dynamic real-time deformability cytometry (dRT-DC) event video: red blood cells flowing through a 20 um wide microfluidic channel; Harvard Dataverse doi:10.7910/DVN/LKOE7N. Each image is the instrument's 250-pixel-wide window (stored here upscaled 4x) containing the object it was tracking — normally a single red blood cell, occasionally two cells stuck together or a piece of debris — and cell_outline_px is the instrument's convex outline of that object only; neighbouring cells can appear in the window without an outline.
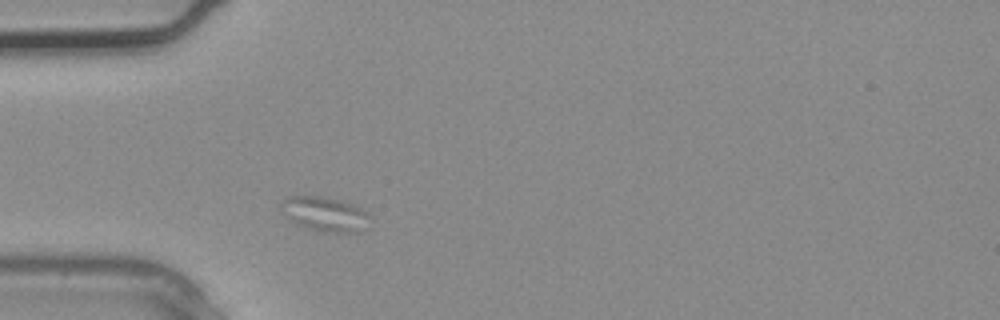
{"species": "common noctule bat (a hibernating species)", "species_latin": "Nyctalus noctula", "temperature_condition": "warm", "stored_images_in_passage": 1, "camera_frame_rate_fps": 3000, "um_per_image_px": 0.085, "animal": {"sex": "male", "body_mass_g": 20.4}, "frame": {"image": 1, "passage_image": 1, "time_ms": 0.0, "image_size_px": [1000, 320], "cell_outline_px": [[372, 216], [364, 228], [356, 232], [320, 232], [304, 228], [292, 224], [280, 212], [280, 204], [288, 196], [320, 196], [352, 204], [368, 212]], "centroid_in_image_um": [27.54, 18.21], "position_along_channel_um": 57.5, "area_um2": 18.21}}